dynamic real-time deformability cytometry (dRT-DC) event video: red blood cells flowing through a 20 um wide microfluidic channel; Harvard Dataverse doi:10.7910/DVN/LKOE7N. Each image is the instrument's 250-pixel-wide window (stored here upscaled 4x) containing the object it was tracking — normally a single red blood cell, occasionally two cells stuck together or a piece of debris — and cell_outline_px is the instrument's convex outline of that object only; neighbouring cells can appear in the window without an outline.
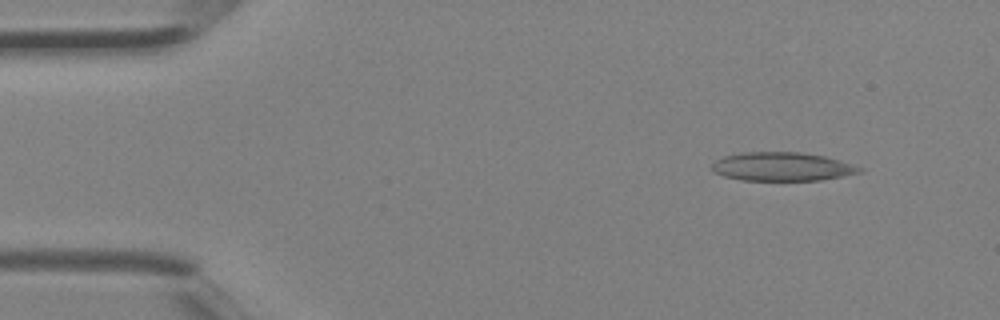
{"species": "Egyptian fruit bat (a non-hibernating species)", "species_latin": "Rousettus aegyptiacus", "temperature_condition": "room temperature", "stored_images_in_passage": 4, "camera_frame_rate_fps": 3000, "um_per_image_px": 0.085, "animal": {"sex": "female"}, "frame": {"image": 1, "passage_image": 4, "time_ms": 1.0, "image_size_px": [1000, 320], "cell_outline_px": [[864, 168], [860, 172], [820, 180], [740, 180], [724, 176], [712, 172], [712, 164], [716, 160], [724, 156], [740, 152], [800, 152], [824, 156], [852, 164]], "centroid_in_image_um": [66.43, 14.16], "position_along_channel_um": 18.6, "area_um2": 24.51}}